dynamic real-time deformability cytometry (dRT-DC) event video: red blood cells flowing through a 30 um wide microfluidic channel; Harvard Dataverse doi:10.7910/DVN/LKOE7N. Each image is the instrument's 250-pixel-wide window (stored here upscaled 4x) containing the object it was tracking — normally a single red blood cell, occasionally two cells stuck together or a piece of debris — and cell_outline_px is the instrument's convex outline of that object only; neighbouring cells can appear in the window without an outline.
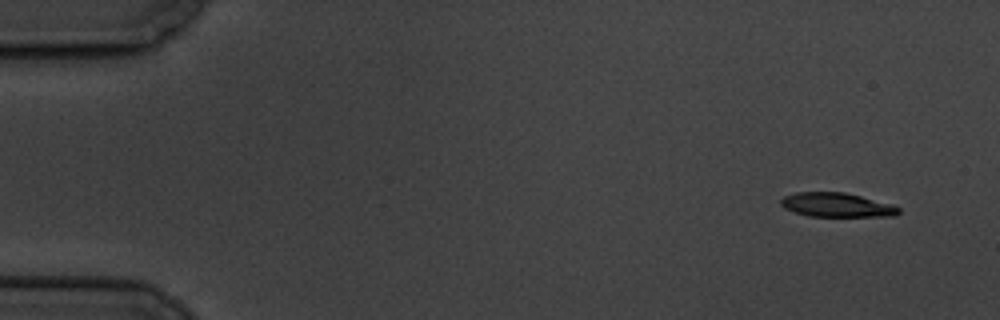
{"species": "common noctule bat (a hibernating species)", "species_latin": "Nyctalus noctula", "temperature_condition": "cold", "stored_images_in_passage": 4, "camera_frame_rate_fps": 3000, "um_per_image_px": 0.085, "animal": {"sex": "male", "body_mass_g": 19.5, "forearm_length_mm": 54.6}, "frame": {"image": 1, "passage_image": 1, "time_ms": 0.0, "image_size_px": [1000, 320], "cell_outline_px": [[900, 212], [896, 216], [808, 216], [784, 208], [780, 204], [780, 200], [784, 196], [796, 192], [844, 192], [896, 204], [900, 208]], "centroid_in_image_um": [71.17, 17.41], "position_along_channel_um": 13.8, "area_um2": 16.76}}